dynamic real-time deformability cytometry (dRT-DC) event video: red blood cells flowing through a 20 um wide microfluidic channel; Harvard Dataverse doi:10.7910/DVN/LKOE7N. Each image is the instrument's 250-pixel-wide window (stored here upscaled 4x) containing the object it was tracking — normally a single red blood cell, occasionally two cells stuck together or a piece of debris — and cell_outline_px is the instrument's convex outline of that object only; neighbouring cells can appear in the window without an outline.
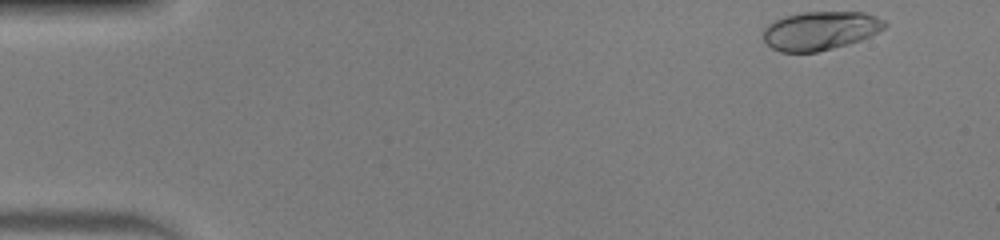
{"species": "human", "species_latin": "Homo sapiens", "temperature_condition": "warm", "stored_images_in_passage": 47, "camera_frame_rate_fps": 3000, "um_per_image_px": 0.085, "donor": {"sex": "male"}, "frame": {"image": 1, "passage_image": 1, "time_ms": 0.0, "image_size_px": [1000, 240], "cell_outline_px": [[888, 24], [884, 28], [860, 40], [848, 44], [816, 52], [780, 52], [772, 48], [764, 40], [764, 28], [772, 20], [784, 16], [804, 12], [864, 12], [876, 16], [884, 20]], "centroid_in_image_um": [69.7, 2.6], "position_along_channel_um": 15.3, "area_um2": 27.28}}
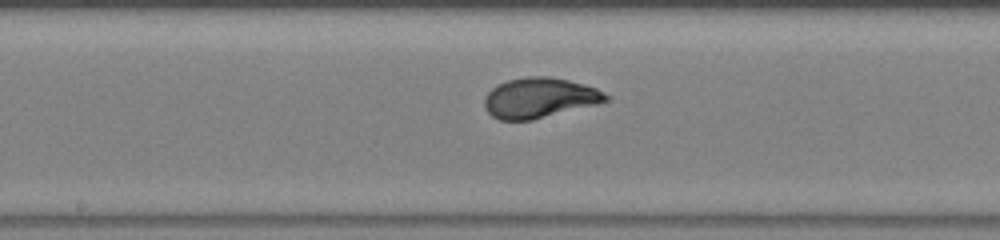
{"frame": {"image": 2, "passage_image": 24, "time_ms": 7.667, "image_size_px": [1000, 240], "cell_outline_px": [[612, 96], [608, 100], [596, 104], [532, 120], [500, 120], [492, 116], [488, 112], [484, 104], [484, 96], [492, 88], [508, 80], [528, 76], [548, 76], [568, 80], [584, 84], [596, 88]], "centroid_in_image_um": [45.86, 8.31], "position_along_channel_um": 202.3, "area_um2": 28.32}}
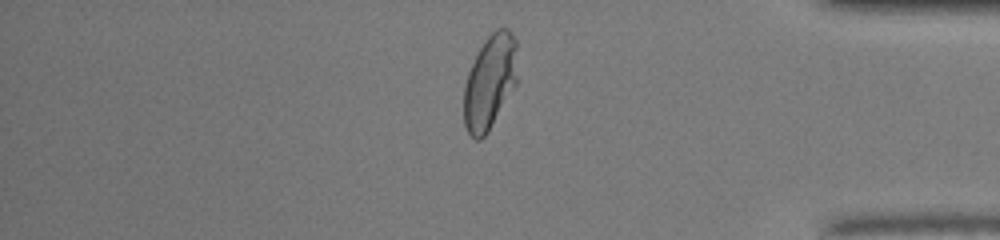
{"frame": {"image": 3, "passage_image": 40, "time_ms": 13.0, "image_size_px": [1000, 240], "cell_outline_px": [[516, 84], [488, 132], [480, 140], [476, 140], [468, 132], [464, 124], [464, 84], [468, 72], [484, 40], [496, 28], [508, 28], [512, 32], [516, 40]], "centroid_in_image_um": [41.63, 6.96], "position_along_channel_um": 393.6, "area_um2": 29.3}}